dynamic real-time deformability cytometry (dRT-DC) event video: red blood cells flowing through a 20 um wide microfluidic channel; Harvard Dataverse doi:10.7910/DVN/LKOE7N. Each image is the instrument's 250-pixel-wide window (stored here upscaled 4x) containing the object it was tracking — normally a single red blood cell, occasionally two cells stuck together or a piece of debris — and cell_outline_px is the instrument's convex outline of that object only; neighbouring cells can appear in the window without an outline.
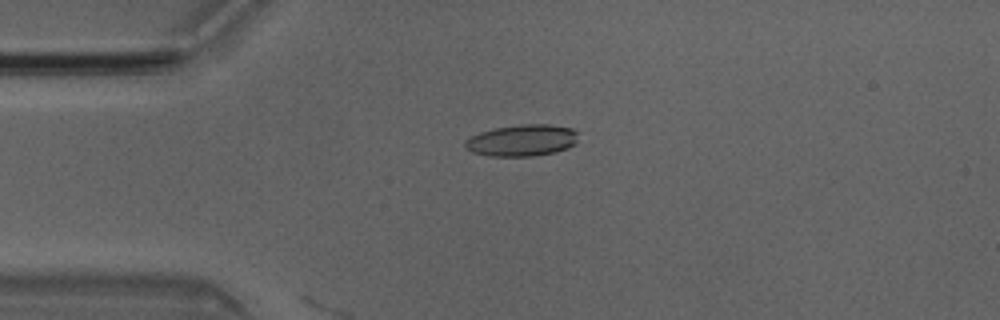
{"species": "Egyptian fruit bat (a non-hibernating species)", "species_latin": "Rousettus aegyptiacus", "temperature_condition": "room temperature", "stored_images_in_passage": 15, "camera_frame_rate_fps": 3000, "um_per_image_px": 0.085, "animal": {"sex": "male"}, "frame": {"image": 1, "passage_image": 4, "time_ms": 1.0, "image_size_px": [1000, 320], "cell_outline_px": [[580, 132], [576, 144], [568, 148], [552, 152], [532, 156], [492, 156], [472, 152], [464, 148], [464, 140], [480, 132], [492, 128], [520, 124], [548, 124], [572, 128]], "centroid_in_image_um": [44.39, 11.92], "position_along_channel_um": 40.6, "area_um2": 21.1}}